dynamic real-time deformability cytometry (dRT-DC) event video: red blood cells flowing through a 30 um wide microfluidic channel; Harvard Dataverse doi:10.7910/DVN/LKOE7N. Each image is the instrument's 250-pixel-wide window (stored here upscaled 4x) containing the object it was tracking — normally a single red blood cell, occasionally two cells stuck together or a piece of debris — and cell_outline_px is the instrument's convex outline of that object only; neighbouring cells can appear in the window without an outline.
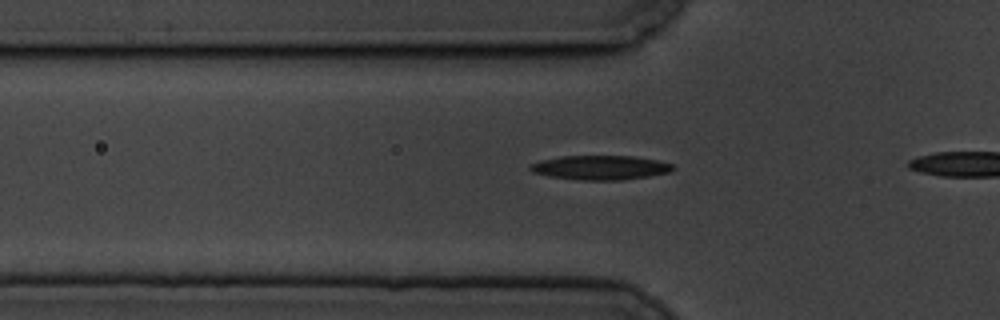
{"species": "common noctule bat (a hibernating species)", "species_latin": "Nyctalus noctula", "temperature_condition": "cold", "stored_images_in_passage": 19, "camera_frame_rate_fps": 3000, "um_per_image_px": 0.085, "animal": {"sex": "male", "body_mass_g": 19.5, "forearm_length_mm": 54.6}, "frame": {"image": 1, "passage_image": 16, "time_ms": 5.0, "image_size_px": [1000, 320], "cell_outline_px": [[676, 168], [668, 172], [648, 176], [620, 180], [580, 180], [548, 176], [532, 172], [528, 168], [532, 164], [540, 160], [560, 156], [632, 156], [656, 160], [672, 164]], "centroid_in_image_um": [51.0, 14.24], "position_along_channel_um": 74.8, "area_um2": 20.11}}